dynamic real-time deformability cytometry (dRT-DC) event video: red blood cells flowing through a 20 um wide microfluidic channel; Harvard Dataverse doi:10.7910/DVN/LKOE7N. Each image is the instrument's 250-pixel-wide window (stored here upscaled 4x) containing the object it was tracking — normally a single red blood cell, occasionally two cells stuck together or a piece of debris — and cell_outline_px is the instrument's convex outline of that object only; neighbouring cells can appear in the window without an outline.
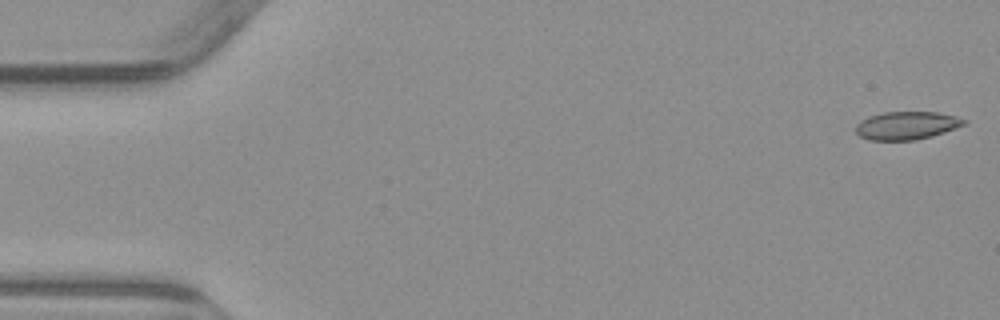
{"species": "common noctule bat (a hibernating species)", "species_latin": "Nyctalus noctula", "temperature_condition": "warm", "stored_images_in_passage": 6, "camera_frame_rate_fps": 3000, "um_per_image_px": 0.085, "animal": {"sex": "male", "body_mass_g": 23.1, "forearm_length_mm": 52.7}, "frame": {"image": 1, "passage_image": 1, "time_ms": 0.0, "image_size_px": [1000, 320], "cell_outline_px": [[968, 124], [932, 136], [916, 140], [868, 140], [860, 136], [856, 132], [856, 124], [860, 120], [868, 116], [884, 112], [936, 112], [956, 116], [968, 120]], "centroid_in_image_um": [77.08, 10.66], "position_along_channel_um": 7.9, "area_um2": 17.86}}